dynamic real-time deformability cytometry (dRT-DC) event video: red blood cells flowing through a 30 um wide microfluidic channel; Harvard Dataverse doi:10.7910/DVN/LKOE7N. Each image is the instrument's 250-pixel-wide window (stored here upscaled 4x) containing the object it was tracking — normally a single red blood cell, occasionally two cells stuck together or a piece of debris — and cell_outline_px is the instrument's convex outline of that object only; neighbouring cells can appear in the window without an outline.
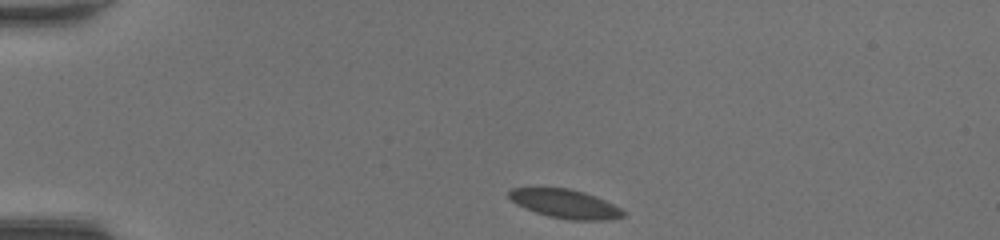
{"species": "common noctule bat (a hibernating species)", "species_latin": "Nyctalus noctula", "temperature_condition": "room temperature", "stored_images_in_passage": 39, "camera_frame_rate_fps": 3000, "um_per_image_px": 0.085, "animal": {"sex": "female", "body_mass_g": 20.0, "forearm_length_mm": 54.0}, "frame": {"image": 1, "passage_image": 1, "time_ms": 0.0, "image_size_px": [1000, 240], "cell_outline_px": [[624, 216], [600, 220], [572, 220], [548, 216], [536, 212], [512, 200], [508, 196], [508, 192], [512, 188], [568, 188], [592, 196], [612, 204], [620, 208], [624, 212]], "centroid_in_image_um": [48.01, 17.32], "position_along_channel_um": 37.0, "area_um2": 18.38}}
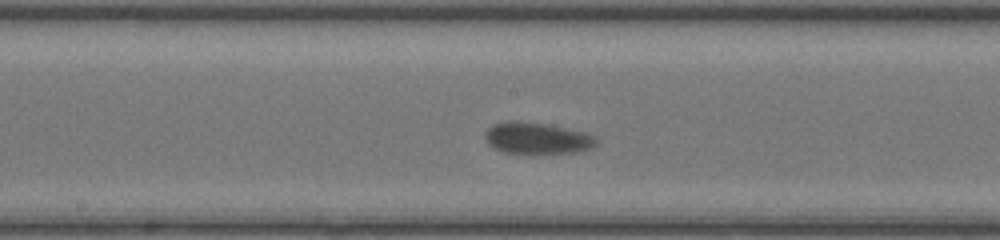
{"frame": {"image": 2, "passage_image": 17, "time_ms": 5.333, "image_size_px": [1000, 240], "cell_outline_px": [[596, 144], [588, 148], [572, 152], [540, 156], [504, 152], [488, 144], [484, 136], [484, 132], [492, 124], [508, 120], [516, 120], [544, 124], [580, 132], [592, 136], [596, 140]], "centroid_in_image_um": [45.53, 11.78], "position_along_channel_um": 202.7, "area_um2": 20.58}}
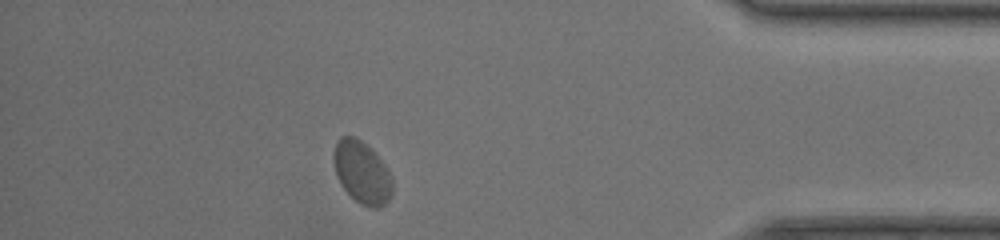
{"frame": {"image": 3, "passage_image": 34, "time_ms": 11.0, "image_size_px": [1000, 240], "cell_outline_px": [[392, 196], [380, 208], [372, 208], [360, 204], [344, 188], [336, 176], [332, 160], [332, 152], [336, 140], [340, 136], [352, 136], [360, 140], [380, 160], [388, 172], [392, 180]], "centroid_in_image_um": [30.72, 14.66], "position_along_channel_um": 404.5, "area_um2": 21.1}, "authors_computed_cell_mechanics": {"area_um2": 19.8254, "velocity_mm_per_s": 4.1876, "shape_relaxation_time_tau1_ms": 0.7675, "shape_relaxation_time_tau2_ms": null, "deformation_change_tau1": 0.0506, "deformation_change_tau2": null}}